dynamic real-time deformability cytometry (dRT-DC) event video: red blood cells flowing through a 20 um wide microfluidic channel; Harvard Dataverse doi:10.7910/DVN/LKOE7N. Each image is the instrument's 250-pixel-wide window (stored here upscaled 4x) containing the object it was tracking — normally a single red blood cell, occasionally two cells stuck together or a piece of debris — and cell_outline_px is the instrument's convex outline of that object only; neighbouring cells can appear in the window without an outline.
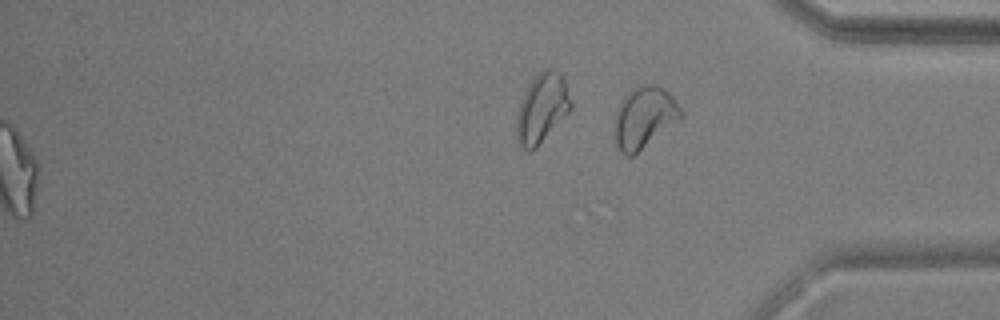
{"species": "common noctule bat (a hibernating species)", "species_latin": "Nyctalus noctula", "temperature_condition": "warm", "stored_images_in_passage": 45, "segment_of_instrument_passage": [2, 2], "camera_frame_rate_fps": 3000, "um_per_image_px": 0.085, "animal": {"sex": "male", "body_mass_g": 17.9, "forearm_length_mm": 54.2}, "frame": {"image": 1, "passage_image": 45, "time_ms": 14.667, "image_size_px": [1000, 320], "cell_outline_px": [[684, 112], [676, 120], [632, 156], [628, 156], [620, 152], [616, 144], [612, 128], [616, 108], [624, 96], [632, 88], [640, 84], [656, 84], [668, 92], [672, 96]], "centroid_in_image_um": [54.68, 9.94], "position_along_channel_um": 380.5, "area_um2": 23.52}}